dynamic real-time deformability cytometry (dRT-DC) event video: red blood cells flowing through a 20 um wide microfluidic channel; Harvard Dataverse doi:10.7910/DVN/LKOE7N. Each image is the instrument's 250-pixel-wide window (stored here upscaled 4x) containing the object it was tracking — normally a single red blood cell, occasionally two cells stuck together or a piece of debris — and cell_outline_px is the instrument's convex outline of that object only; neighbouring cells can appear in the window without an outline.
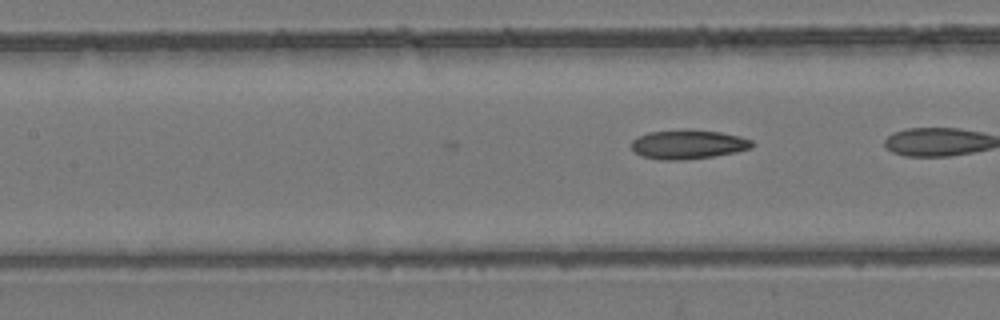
{"species": "common noctule bat (a hibernating species)", "species_latin": "Nyctalus noctula", "temperature_condition": "room temperature", "stored_images_in_passage": 23, "camera_frame_rate_fps": 3000, "um_per_image_px": 0.085, "animal": {"sex": "female", "body_mass_g": 24.6, "forearm_length_mm": 56.2}, "frame": {"image": 1, "passage_image": 23, "time_ms": 7.333, "image_size_px": [1000, 320], "cell_outline_px": [[756, 144], [752, 148], [736, 152], [712, 156], [684, 160], [660, 160], [640, 156], [632, 148], [632, 140], [648, 132], [720, 132], [740, 136], [752, 140]], "centroid_in_image_um": [58.53, 12.32], "position_along_channel_um": 148.9, "area_um2": 19.77}}